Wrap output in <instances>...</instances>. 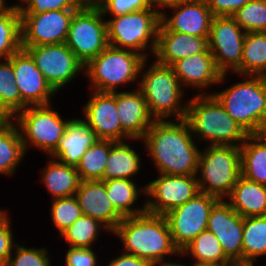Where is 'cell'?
I'll return each mask as SVG.
<instances>
[{
  "mask_svg": "<svg viewBox=\"0 0 266 266\" xmlns=\"http://www.w3.org/2000/svg\"><path fill=\"white\" fill-rule=\"evenodd\" d=\"M155 120L141 139L159 174L198 175L200 150L185 119Z\"/></svg>",
  "mask_w": 266,
  "mask_h": 266,
  "instance_id": "1",
  "label": "cell"
},
{
  "mask_svg": "<svg viewBox=\"0 0 266 266\" xmlns=\"http://www.w3.org/2000/svg\"><path fill=\"white\" fill-rule=\"evenodd\" d=\"M124 244V253L149 261L153 266L170 263L167 255H181L164 215L144 212L124 217L112 232ZM167 261V262H164Z\"/></svg>",
  "mask_w": 266,
  "mask_h": 266,
  "instance_id": "2",
  "label": "cell"
},
{
  "mask_svg": "<svg viewBox=\"0 0 266 266\" xmlns=\"http://www.w3.org/2000/svg\"><path fill=\"white\" fill-rule=\"evenodd\" d=\"M198 92L185 103V120L191 134L200 138L199 141L209 140V145L241 146L249 134L227 113L213 94L208 95L203 90Z\"/></svg>",
  "mask_w": 266,
  "mask_h": 266,
  "instance_id": "3",
  "label": "cell"
},
{
  "mask_svg": "<svg viewBox=\"0 0 266 266\" xmlns=\"http://www.w3.org/2000/svg\"><path fill=\"white\" fill-rule=\"evenodd\" d=\"M147 60H144L140 69L141 80L138 89L143 94L151 115L155 120L170 116L176 120L185 119L187 104L181 103L184 90L174 69L155 61L147 70ZM145 69L146 71L142 72Z\"/></svg>",
  "mask_w": 266,
  "mask_h": 266,
  "instance_id": "4",
  "label": "cell"
},
{
  "mask_svg": "<svg viewBox=\"0 0 266 266\" xmlns=\"http://www.w3.org/2000/svg\"><path fill=\"white\" fill-rule=\"evenodd\" d=\"M238 83L213 95L249 134H255L266 112V76L245 75Z\"/></svg>",
  "mask_w": 266,
  "mask_h": 266,
  "instance_id": "5",
  "label": "cell"
},
{
  "mask_svg": "<svg viewBox=\"0 0 266 266\" xmlns=\"http://www.w3.org/2000/svg\"><path fill=\"white\" fill-rule=\"evenodd\" d=\"M154 7V9H152ZM156 9V10H155ZM153 4L149 9L112 17L107 21L110 46L131 50L148 59L146 49L154 54L161 11ZM149 46V47H147Z\"/></svg>",
  "mask_w": 266,
  "mask_h": 266,
  "instance_id": "6",
  "label": "cell"
},
{
  "mask_svg": "<svg viewBox=\"0 0 266 266\" xmlns=\"http://www.w3.org/2000/svg\"><path fill=\"white\" fill-rule=\"evenodd\" d=\"M144 60L139 53L108 45L84 66V73L93 91L112 93L117 86L136 82Z\"/></svg>",
  "mask_w": 266,
  "mask_h": 266,
  "instance_id": "7",
  "label": "cell"
},
{
  "mask_svg": "<svg viewBox=\"0 0 266 266\" xmlns=\"http://www.w3.org/2000/svg\"><path fill=\"white\" fill-rule=\"evenodd\" d=\"M207 146L199 156L197 172L201 175H197V181L200 192L218 199L227 198L241 175L240 146Z\"/></svg>",
  "mask_w": 266,
  "mask_h": 266,
  "instance_id": "8",
  "label": "cell"
},
{
  "mask_svg": "<svg viewBox=\"0 0 266 266\" xmlns=\"http://www.w3.org/2000/svg\"><path fill=\"white\" fill-rule=\"evenodd\" d=\"M18 125L25 152L29 145L49 155L64 135L70 120H63L52 105H30L13 117Z\"/></svg>",
  "mask_w": 266,
  "mask_h": 266,
  "instance_id": "9",
  "label": "cell"
},
{
  "mask_svg": "<svg viewBox=\"0 0 266 266\" xmlns=\"http://www.w3.org/2000/svg\"><path fill=\"white\" fill-rule=\"evenodd\" d=\"M99 7L82 6L71 20L67 46L86 65L108 45L107 21Z\"/></svg>",
  "mask_w": 266,
  "mask_h": 266,
  "instance_id": "10",
  "label": "cell"
},
{
  "mask_svg": "<svg viewBox=\"0 0 266 266\" xmlns=\"http://www.w3.org/2000/svg\"><path fill=\"white\" fill-rule=\"evenodd\" d=\"M218 200L215 196L199 192L186 203L173 208L164 215L173 242L180 252L196 236L207 230L210 210Z\"/></svg>",
  "mask_w": 266,
  "mask_h": 266,
  "instance_id": "11",
  "label": "cell"
},
{
  "mask_svg": "<svg viewBox=\"0 0 266 266\" xmlns=\"http://www.w3.org/2000/svg\"><path fill=\"white\" fill-rule=\"evenodd\" d=\"M21 47L31 55L36 67L55 92L77 77L78 72L84 71L85 65L66 43Z\"/></svg>",
  "mask_w": 266,
  "mask_h": 266,
  "instance_id": "12",
  "label": "cell"
},
{
  "mask_svg": "<svg viewBox=\"0 0 266 266\" xmlns=\"http://www.w3.org/2000/svg\"><path fill=\"white\" fill-rule=\"evenodd\" d=\"M245 35L232 16H213L208 43L221 74L229 70L235 73L240 68Z\"/></svg>",
  "mask_w": 266,
  "mask_h": 266,
  "instance_id": "13",
  "label": "cell"
},
{
  "mask_svg": "<svg viewBox=\"0 0 266 266\" xmlns=\"http://www.w3.org/2000/svg\"><path fill=\"white\" fill-rule=\"evenodd\" d=\"M160 176L146 184V211L152 214L165 215L173 208L180 206L199 192L197 175H169Z\"/></svg>",
  "mask_w": 266,
  "mask_h": 266,
  "instance_id": "14",
  "label": "cell"
},
{
  "mask_svg": "<svg viewBox=\"0 0 266 266\" xmlns=\"http://www.w3.org/2000/svg\"><path fill=\"white\" fill-rule=\"evenodd\" d=\"M77 10H50L41 14H20L21 46L65 43Z\"/></svg>",
  "mask_w": 266,
  "mask_h": 266,
  "instance_id": "15",
  "label": "cell"
},
{
  "mask_svg": "<svg viewBox=\"0 0 266 266\" xmlns=\"http://www.w3.org/2000/svg\"><path fill=\"white\" fill-rule=\"evenodd\" d=\"M207 230L215 235L232 263H243V217L224 199L210 210Z\"/></svg>",
  "mask_w": 266,
  "mask_h": 266,
  "instance_id": "16",
  "label": "cell"
},
{
  "mask_svg": "<svg viewBox=\"0 0 266 266\" xmlns=\"http://www.w3.org/2000/svg\"><path fill=\"white\" fill-rule=\"evenodd\" d=\"M15 82L21 95V111L30 105H46L57 94L36 67L31 55L23 48L10 58Z\"/></svg>",
  "mask_w": 266,
  "mask_h": 266,
  "instance_id": "17",
  "label": "cell"
},
{
  "mask_svg": "<svg viewBox=\"0 0 266 266\" xmlns=\"http://www.w3.org/2000/svg\"><path fill=\"white\" fill-rule=\"evenodd\" d=\"M83 109L85 121L98 139L115 142L129 139L122 131L116 107V92H92Z\"/></svg>",
  "mask_w": 266,
  "mask_h": 266,
  "instance_id": "18",
  "label": "cell"
},
{
  "mask_svg": "<svg viewBox=\"0 0 266 266\" xmlns=\"http://www.w3.org/2000/svg\"><path fill=\"white\" fill-rule=\"evenodd\" d=\"M84 215L103 224L108 232H113L124 216L109 200L102 180L81 181L75 194Z\"/></svg>",
  "mask_w": 266,
  "mask_h": 266,
  "instance_id": "19",
  "label": "cell"
},
{
  "mask_svg": "<svg viewBox=\"0 0 266 266\" xmlns=\"http://www.w3.org/2000/svg\"><path fill=\"white\" fill-rule=\"evenodd\" d=\"M168 9L173 16L161 11L160 23L172 32L185 33L197 37H209L213 14L206 1L177 4ZM167 14V15H166Z\"/></svg>",
  "mask_w": 266,
  "mask_h": 266,
  "instance_id": "20",
  "label": "cell"
},
{
  "mask_svg": "<svg viewBox=\"0 0 266 266\" xmlns=\"http://www.w3.org/2000/svg\"><path fill=\"white\" fill-rule=\"evenodd\" d=\"M134 90L116 91V107L122 131L130 140L142 139L155 121L141 91L138 88Z\"/></svg>",
  "mask_w": 266,
  "mask_h": 266,
  "instance_id": "21",
  "label": "cell"
},
{
  "mask_svg": "<svg viewBox=\"0 0 266 266\" xmlns=\"http://www.w3.org/2000/svg\"><path fill=\"white\" fill-rule=\"evenodd\" d=\"M209 37H197L168 31L161 23L158 28L154 56L158 63L172 66L180 59L203 53L209 48Z\"/></svg>",
  "mask_w": 266,
  "mask_h": 266,
  "instance_id": "22",
  "label": "cell"
},
{
  "mask_svg": "<svg viewBox=\"0 0 266 266\" xmlns=\"http://www.w3.org/2000/svg\"><path fill=\"white\" fill-rule=\"evenodd\" d=\"M181 86L189 85L195 88H207L221 84L226 80V74H221L209 48L199 54L180 59L172 65Z\"/></svg>",
  "mask_w": 266,
  "mask_h": 266,
  "instance_id": "23",
  "label": "cell"
},
{
  "mask_svg": "<svg viewBox=\"0 0 266 266\" xmlns=\"http://www.w3.org/2000/svg\"><path fill=\"white\" fill-rule=\"evenodd\" d=\"M98 140L90 125L83 119H71L57 147L49 154L58 162L76 167L87 151Z\"/></svg>",
  "mask_w": 266,
  "mask_h": 266,
  "instance_id": "24",
  "label": "cell"
},
{
  "mask_svg": "<svg viewBox=\"0 0 266 266\" xmlns=\"http://www.w3.org/2000/svg\"><path fill=\"white\" fill-rule=\"evenodd\" d=\"M242 217L266 216V186L240 175L226 198Z\"/></svg>",
  "mask_w": 266,
  "mask_h": 266,
  "instance_id": "25",
  "label": "cell"
},
{
  "mask_svg": "<svg viewBox=\"0 0 266 266\" xmlns=\"http://www.w3.org/2000/svg\"><path fill=\"white\" fill-rule=\"evenodd\" d=\"M41 177L52 199L75 195L81 182L76 167L54 158L48 160V166L44 168Z\"/></svg>",
  "mask_w": 266,
  "mask_h": 266,
  "instance_id": "26",
  "label": "cell"
},
{
  "mask_svg": "<svg viewBox=\"0 0 266 266\" xmlns=\"http://www.w3.org/2000/svg\"><path fill=\"white\" fill-rule=\"evenodd\" d=\"M139 154L125 141H112L102 180L131 179L141 167Z\"/></svg>",
  "mask_w": 266,
  "mask_h": 266,
  "instance_id": "27",
  "label": "cell"
},
{
  "mask_svg": "<svg viewBox=\"0 0 266 266\" xmlns=\"http://www.w3.org/2000/svg\"><path fill=\"white\" fill-rule=\"evenodd\" d=\"M241 175L266 186V141L248 135L240 146Z\"/></svg>",
  "mask_w": 266,
  "mask_h": 266,
  "instance_id": "28",
  "label": "cell"
},
{
  "mask_svg": "<svg viewBox=\"0 0 266 266\" xmlns=\"http://www.w3.org/2000/svg\"><path fill=\"white\" fill-rule=\"evenodd\" d=\"M105 183L106 193L113 206L124 216H135L146 212V204L143 208L132 207L142 191L146 195V186L138 187L131 179L102 180Z\"/></svg>",
  "mask_w": 266,
  "mask_h": 266,
  "instance_id": "29",
  "label": "cell"
},
{
  "mask_svg": "<svg viewBox=\"0 0 266 266\" xmlns=\"http://www.w3.org/2000/svg\"><path fill=\"white\" fill-rule=\"evenodd\" d=\"M235 73L266 76V32L246 33L241 66Z\"/></svg>",
  "mask_w": 266,
  "mask_h": 266,
  "instance_id": "30",
  "label": "cell"
},
{
  "mask_svg": "<svg viewBox=\"0 0 266 266\" xmlns=\"http://www.w3.org/2000/svg\"><path fill=\"white\" fill-rule=\"evenodd\" d=\"M26 152L20 131L11 121L0 127V174L13 175Z\"/></svg>",
  "mask_w": 266,
  "mask_h": 266,
  "instance_id": "31",
  "label": "cell"
},
{
  "mask_svg": "<svg viewBox=\"0 0 266 266\" xmlns=\"http://www.w3.org/2000/svg\"><path fill=\"white\" fill-rule=\"evenodd\" d=\"M266 255V216L243 217V263Z\"/></svg>",
  "mask_w": 266,
  "mask_h": 266,
  "instance_id": "32",
  "label": "cell"
},
{
  "mask_svg": "<svg viewBox=\"0 0 266 266\" xmlns=\"http://www.w3.org/2000/svg\"><path fill=\"white\" fill-rule=\"evenodd\" d=\"M182 255L193 256V259H195L193 264H232V262L225 256L218 239L208 230H205L196 236L190 244L181 251V256Z\"/></svg>",
  "mask_w": 266,
  "mask_h": 266,
  "instance_id": "33",
  "label": "cell"
},
{
  "mask_svg": "<svg viewBox=\"0 0 266 266\" xmlns=\"http://www.w3.org/2000/svg\"><path fill=\"white\" fill-rule=\"evenodd\" d=\"M111 147L112 140L98 139L87 149L76 166L81 181L102 180Z\"/></svg>",
  "mask_w": 266,
  "mask_h": 266,
  "instance_id": "34",
  "label": "cell"
},
{
  "mask_svg": "<svg viewBox=\"0 0 266 266\" xmlns=\"http://www.w3.org/2000/svg\"><path fill=\"white\" fill-rule=\"evenodd\" d=\"M21 48V16L14 4L0 14V59L10 58Z\"/></svg>",
  "mask_w": 266,
  "mask_h": 266,
  "instance_id": "35",
  "label": "cell"
},
{
  "mask_svg": "<svg viewBox=\"0 0 266 266\" xmlns=\"http://www.w3.org/2000/svg\"><path fill=\"white\" fill-rule=\"evenodd\" d=\"M100 229L107 230L98 220L83 214L61 236L70 247L88 248L96 242Z\"/></svg>",
  "mask_w": 266,
  "mask_h": 266,
  "instance_id": "36",
  "label": "cell"
},
{
  "mask_svg": "<svg viewBox=\"0 0 266 266\" xmlns=\"http://www.w3.org/2000/svg\"><path fill=\"white\" fill-rule=\"evenodd\" d=\"M3 60L0 62V104L14 117L21 111V95L15 82L11 60L9 58Z\"/></svg>",
  "mask_w": 266,
  "mask_h": 266,
  "instance_id": "37",
  "label": "cell"
},
{
  "mask_svg": "<svg viewBox=\"0 0 266 266\" xmlns=\"http://www.w3.org/2000/svg\"><path fill=\"white\" fill-rule=\"evenodd\" d=\"M232 17L246 32H266V0H250Z\"/></svg>",
  "mask_w": 266,
  "mask_h": 266,
  "instance_id": "38",
  "label": "cell"
},
{
  "mask_svg": "<svg viewBox=\"0 0 266 266\" xmlns=\"http://www.w3.org/2000/svg\"><path fill=\"white\" fill-rule=\"evenodd\" d=\"M50 214L60 235L83 215L75 195L53 199Z\"/></svg>",
  "mask_w": 266,
  "mask_h": 266,
  "instance_id": "39",
  "label": "cell"
},
{
  "mask_svg": "<svg viewBox=\"0 0 266 266\" xmlns=\"http://www.w3.org/2000/svg\"><path fill=\"white\" fill-rule=\"evenodd\" d=\"M14 255H10L7 266H51L48 250L45 248H29L15 244Z\"/></svg>",
  "mask_w": 266,
  "mask_h": 266,
  "instance_id": "40",
  "label": "cell"
},
{
  "mask_svg": "<svg viewBox=\"0 0 266 266\" xmlns=\"http://www.w3.org/2000/svg\"><path fill=\"white\" fill-rule=\"evenodd\" d=\"M16 4L20 14H41L50 10H78L81 0H20ZM26 5V6H25Z\"/></svg>",
  "mask_w": 266,
  "mask_h": 266,
  "instance_id": "41",
  "label": "cell"
},
{
  "mask_svg": "<svg viewBox=\"0 0 266 266\" xmlns=\"http://www.w3.org/2000/svg\"><path fill=\"white\" fill-rule=\"evenodd\" d=\"M154 0H105L99 8L103 15L119 16L131 12L149 9Z\"/></svg>",
  "mask_w": 266,
  "mask_h": 266,
  "instance_id": "42",
  "label": "cell"
},
{
  "mask_svg": "<svg viewBox=\"0 0 266 266\" xmlns=\"http://www.w3.org/2000/svg\"><path fill=\"white\" fill-rule=\"evenodd\" d=\"M7 211L0 215V265L6 264L8 258L13 254V247L16 244L13 240L11 224Z\"/></svg>",
  "mask_w": 266,
  "mask_h": 266,
  "instance_id": "43",
  "label": "cell"
},
{
  "mask_svg": "<svg viewBox=\"0 0 266 266\" xmlns=\"http://www.w3.org/2000/svg\"><path fill=\"white\" fill-rule=\"evenodd\" d=\"M66 266H97V255L92 247H70L66 252Z\"/></svg>",
  "mask_w": 266,
  "mask_h": 266,
  "instance_id": "44",
  "label": "cell"
},
{
  "mask_svg": "<svg viewBox=\"0 0 266 266\" xmlns=\"http://www.w3.org/2000/svg\"><path fill=\"white\" fill-rule=\"evenodd\" d=\"M213 16H232L250 0H205Z\"/></svg>",
  "mask_w": 266,
  "mask_h": 266,
  "instance_id": "45",
  "label": "cell"
},
{
  "mask_svg": "<svg viewBox=\"0 0 266 266\" xmlns=\"http://www.w3.org/2000/svg\"><path fill=\"white\" fill-rule=\"evenodd\" d=\"M107 266H153L149 261L135 255L123 253L121 256L110 260Z\"/></svg>",
  "mask_w": 266,
  "mask_h": 266,
  "instance_id": "46",
  "label": "cell"
},
{
  "mask_svg": "<svg viewBox=\"0 0 266 266\" xmlns=\"http://www.w3.org/2000/svg\"><path fill=\"white\" fill-rule=\"evenodd\" d=\"M198 1H204V0H154V4L160 8V7H171L177 4H183V3H193Z\"/></svg>",
  "mask_w": 266,
  "mask_h": 266,
  "instance_id": "47",
  "label": "cell"
},
{
  "mask_svg": "<svg viewBox=\"0 0 266 266\" xmlns=\"http://www.w3.org/2000/svg\"><path fill=\"white\" fill-rule=\"evenodd\" d=\"M13 117L5 110V108L0 104V127L10 123Z\"/></svg>",
  "mask_w": 266,
  "mask_h": 266,
  "instance_id": "48",
  "label": "cell"
},
{
  "mask_svg": "<svg viewBox=\"0 0 266 266\" xmlns=\"http://www.w3.org/2000/svg\"><path fill=\"white\" fill-rule=\"evenodd\" d=\"M255 135L266 141V112Z\"/></svg>",
  "mask_w": 266,
  "mask_h": 266,
  "instance_id": "49",
  "label": "cell"
},
{
  "mask_svg": "<svg viewBox=\"0 0 266 266\" xmlns=\"http://www.w3.org/2000/svg\"><path fill=\"white\" fill-rule=\"evenodd\" d=\"M105 0H81L82 5L86 7H99Z\"/></svg>",
  "mask_w": 266,
  "mask_h": 266,
  "instance_id": "50",
  "label": "cell"
},
{
  "mask_svg": "<svg viewBox=\"0 0 266 266\" xmlns=\"http://www.w3.org/2000/svg\"><path fill=\"white\" fill-rule=\"evenodd\" d=\"M194 266H230L231 264H217V263H200L193 264Z\"/></svg>",
  "mask_w": 266,
  "mask_h": 266,
  "instance_id": "51",
  "label": "cell"
},
{
  "mask_svg": "<svg viewBox=\"0 0 266 266\" xmlns=\"http://www.w3.org/2000/svg\"><path fill=\"white\" fill-rule=\"evenodd\" d=\"M255 264L248 263H232L230 266H254Z\"/></svg>",
  "mask_w": 266,
  "mask_h": 266,
  "instance_id": "52",
  "label": "cell"
},
{
  "mask_svg": "<svg viewBox=\"0 0 266 266\" xmlns=\"http://www.w3.org/2000/svg\"><path fill=\"white\" fill-rule=\"evenodd\" d=\"M166 266H186V265H183V264H179V263H176V262H170L168 263ZM187 266H190V265H187ZM191 266H194V265H191Z\"/></svg>",
  "mask_w": 266,
  "mask_h": 266,
  "instance_id": "53",
  "label": "cell"
},
{
  "mask_svg": "<svg viewBox=\"0 0 266 266\" xmlns=\"http://www.w3.org/2000/svg\"><path fill=\"white\" fill-rule=\"evenodd\" d=\"M6 0H0V7H14V5L12 6H9V5H7L6 4V2H5Z\"/></svg>",
  "mask_w": 266,
  "mask_h": 266,
  "instance_id": "54",
  "label": "cell"
},
{
  "mask_svg": "<svg viewBox=\"0 0 266 266\" xmlns=\"http://www.w3.org/2000/svg\"><path fill=\"white\" fill-rule=\"evenodd\" d=\"M13 7H0V14L5 11V10H8V9H12Z\"/></svg>",
  "mask_w": 266,
  "mask_h": 266,
  "instance_id": "55",
  "label": "cell"
}]
</instances>
